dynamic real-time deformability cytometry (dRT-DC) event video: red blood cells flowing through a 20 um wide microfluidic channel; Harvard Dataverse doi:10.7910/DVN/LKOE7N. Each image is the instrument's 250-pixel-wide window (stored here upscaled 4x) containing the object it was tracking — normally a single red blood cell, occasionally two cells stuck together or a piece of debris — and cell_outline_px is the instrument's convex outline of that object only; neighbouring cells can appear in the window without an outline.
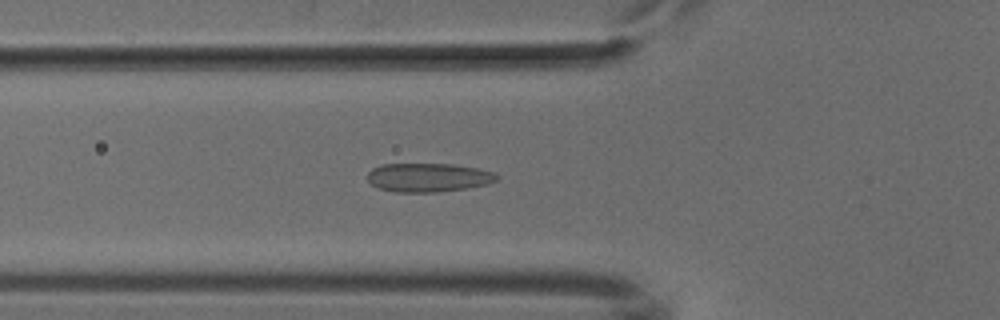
{"species": "common noctule bat (a hibernating species)", "species_latin": "Nyctalus noctula", "temperature_condition": "cold", "stored_images_in_passage": 46, "camera_frame_rate_fps": 3000, "um_per_image_px": 0.085, "animal": {"sex": "male", "body_mass_g": 18.8}, "frame": {"image": 1, "passage_image": 13, "time_ms": 4.0, "image_size_px": [1000, 320], "cell_outline_px": [[500, 176], [496, 180], [488, 184], [468, 188], [436, 192], [392, 192], [380, 188], [372, 184], [368, 180], [368, 172], [372, 168], [380, 164], [452, 164], [480, 168], [496, 172]], "centroid_in_image_um": [36.44, 15.08], "position_along_channel_um": 89.4, "area_um2": 21.91}}
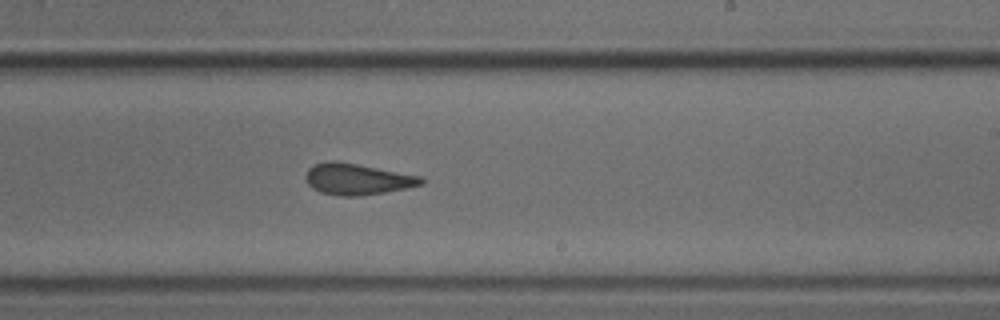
{"frame": {"image": 2, "passage_image": 26, "time_ms": 8.333, "image_size_px": [1000, 320], "cell_outline_px": [[424, 184], [384, 192], [360, 196], [336, 196], [320, 192], [312, 188], [308, 184], [304, 176], [308, 168], [316, 164], [328, 160], [336, 160], [420, 176], [424, 180]], "centroid_in_image_um": [30.31, 15.23], "position_along_channel_um": 258.7, "area_um2": 20.98}}
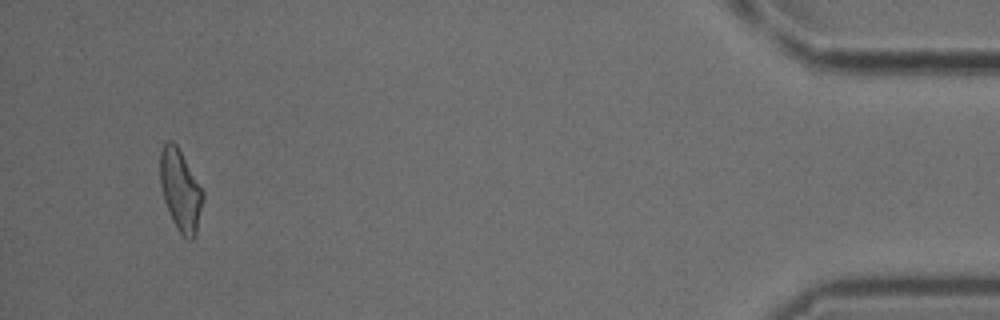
{"frame": {"image": 3, "passage_image": 44, "time_ms": 14.333, "image_size_px": [1000, 320], "cell_outline_px": [[204, 196], [196, 236], [192, 240], [188, 240], [176, 228], [172, 220], [164, 200], [160, 184], [160, 152], [164, 144], [168, 140], [172, 140], [176, 144], [204, 192]], "centroid_in_image_um": [15.34, 16.19], "position_along_channel_um": 419.9, "area_um2": 20.23}}